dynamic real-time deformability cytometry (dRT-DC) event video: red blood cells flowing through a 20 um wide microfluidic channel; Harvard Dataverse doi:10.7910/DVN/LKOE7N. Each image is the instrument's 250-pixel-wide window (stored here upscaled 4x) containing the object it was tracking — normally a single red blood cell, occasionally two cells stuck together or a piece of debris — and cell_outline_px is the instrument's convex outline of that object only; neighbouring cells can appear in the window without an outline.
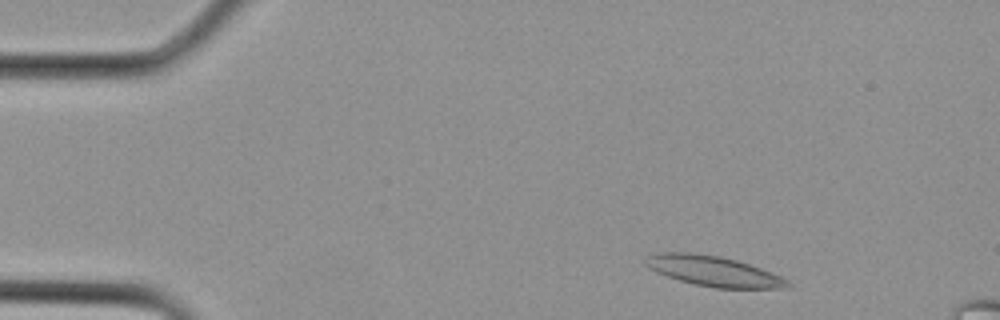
{"species": "Egyptian fruit bat (a non-hibernating species)", "species_latin": "Rousettus aegyptiacus", "temperature_condition": "cold", "stored_images_in_passage": 14, "camera_frame_rate_fps": 3000, "um_per_image_px": 0.085, "animal": {"sex": "female"}, "frame": {"image": 1, "passage_image": 1, "time_ms": 0.0, "image_size_px": [1000, 320], "cell_outline_px": [[792, 284], [788, 288], [716, 288], [696, 284], [680, 280], [656, 272], [648, 268], [644, 264], [644, 260], [648, 256], [656, 252], [688, 252], [720, 256], [736, 260], [760, 268], [780, 276], [788, 280]], "centroid_in_image_um": [60.62, 23.04], "position_along_channel_um": 24.4, "area_um2": 24.91}}
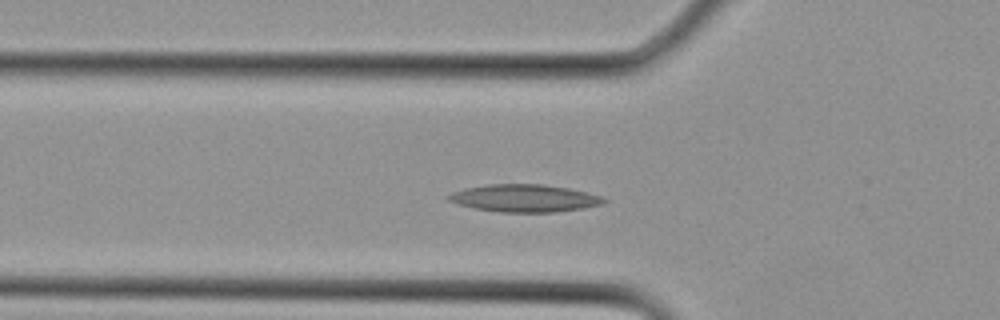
{"frame": {"image": 2, "passage_image": 7, "time_ms": 2.0, "image_size_px": [1000, 320], "cell_outline_px": [[608, 200], [600, 204], [584, 208], [556, 212], [496, 212], [456, 204], [448, 200], [448, 196], [464, 188], [488, 184], [544, 184], [568, 188], [600, 196]], "centroid_in_image_um": [44.57, 16.85], "position_along_channel_um": 81.2, "area_um2": 24.68}}
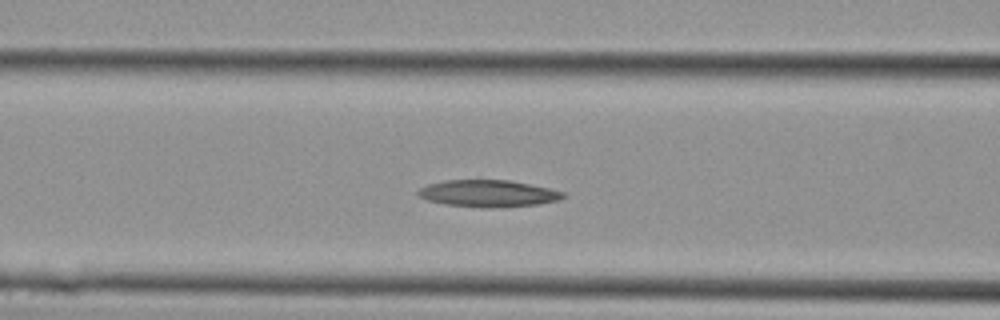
{"frame": {"image": 3, "passage_image": 9, "time_ms": 2.667, "image_size_px": [1000, 320], "cell_outline_px": [[568, 196], [560, 200], [540, 204], [488, 208], [484, 208], [444, 204], [428, 200], [420, 196], [416, 192], [420, 188], [428, 184], [444, 180], [508, 180], [548, 188], [564, 192]], "centroid_in_image_um": [41.51, 16.45], "position_along_channel_um": 125.1, "area_um2": 22.72}}